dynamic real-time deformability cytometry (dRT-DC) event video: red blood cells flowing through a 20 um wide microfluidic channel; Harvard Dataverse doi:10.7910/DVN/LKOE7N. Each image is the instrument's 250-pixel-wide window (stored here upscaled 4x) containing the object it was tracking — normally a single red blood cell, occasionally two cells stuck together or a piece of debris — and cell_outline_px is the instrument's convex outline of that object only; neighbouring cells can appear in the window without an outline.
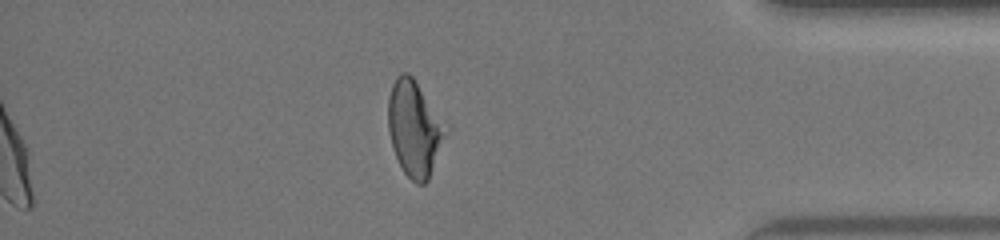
{"species": "human", "species_latin": "Homo sapiens", "temperature_condition": "warm", "stored_images_in_passage": 35, "camera_frame_rate_fps": 3000, "um_per_image_px": 0.085, "donor": {"sex": "female"}, "frame": {"image": 1, "passage_image": 35, "time_ms": 11.333, "image_size_px": [1000, 240], "cell_outline_px": [[440, 136], [428, 180], [424, 184], [416, 184], [404, 172], [396, 156], [392, 144], [388, 128], [388, 100], [392, 84], [396, 76], [400, 72], [408, 72], [412, 76], [440, 132]], "centroid_in_image_um": [35.01, 10.95], "position_along_channel_um": 400.2, "area_um2": 28.32}, "authors_computed_cell_mechanics": {"area_um2": 30.5184, "velocity_mm_per_s": 4.1973, "shape_relaxation_time_tau1_ms": 4.2515, "shape_relaxation_time_tau2_ms": 1.0045, "deformation_change_tau1": 0.1749, "deformation_change_tau2": 0.0813}}